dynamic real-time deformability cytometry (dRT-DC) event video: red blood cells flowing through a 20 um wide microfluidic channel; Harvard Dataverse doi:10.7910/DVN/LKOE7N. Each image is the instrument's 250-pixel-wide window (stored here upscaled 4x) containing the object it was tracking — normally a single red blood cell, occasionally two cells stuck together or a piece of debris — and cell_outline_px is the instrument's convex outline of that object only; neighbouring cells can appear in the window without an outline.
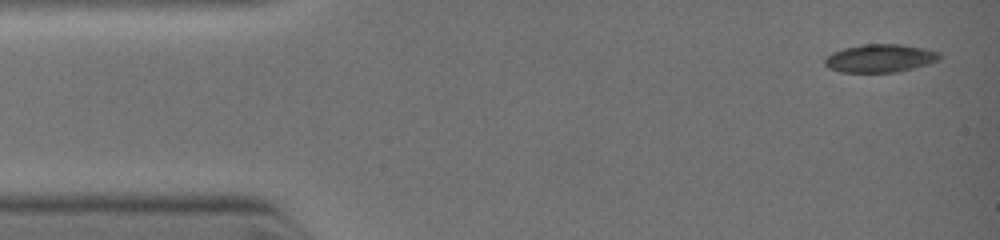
{"species": "common noctule bat (a hibernating species)", "species_latin": "Nyctalus noctula", "temperature_condition": "warm", "stored_images_in_passage": 16, "camera_frame_rate_fps": 3000, "um_per_image_px": 0.085, "animal": {"sex": "female", "body_mass_g": 19.0, "forearm_length_mm": 51.5}, "frame": {"image": 1, "passage_image": 1, "time_ms": 0.0, "image_size_px": [1000, 240], "cell_outline_px": [[940, 60], [928, 64], [896, 72], [840, 72], [828, 68], [824, 64], [824, 60], [832, 52], [844, 48], [864, 44], [896, 44], [924, 48], [940, 52]], "centroid_in_image_um": [74.8, 4.95], "position_along_channel_um": 10.2, "area_um2": 18.73}}
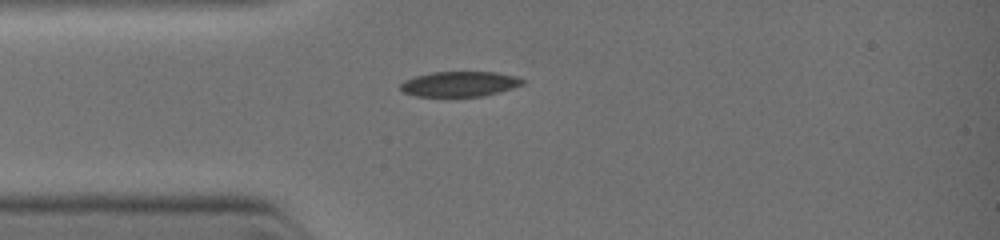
{"frame": {"image": 2, "passage_image": 8, "time_ms": 2.333, "image_size_px": [1000, 240], "cell_outline_px": [[524, 84], [512, 88], [484, 96], [416, 96], [404, 92], [400, 88], [400, 84], [416, 76], [432, 72], [496, 72], [516, 76], [524, 80]], "centroid_in_image_um": [39.1, 7.13], "position_along_channel_um": 45.9, "area_um2": 17.69}}
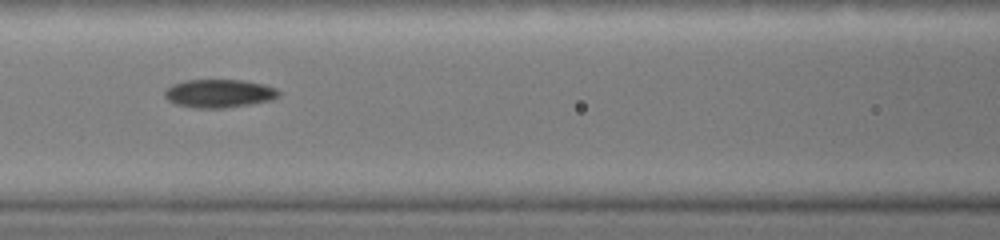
{"frame": {"image": 3, "passage_image": 15, "time_ms": 4.333, "image_size_px": [1000, 240], "cell_outline_px": [[280, 96], [272, 100], [252, 104], [228, 108], [196, 108], [176, 104], [168, 100], [164, 96], [164, 92], [172, 84], [184, 80], [244, 80], [264, 84], [276, 88], [280, 92]], "centroid_in_image_um": [18.66, 7.94], "position_along_channel_um": 147.9, "area_um2": 19.02}}